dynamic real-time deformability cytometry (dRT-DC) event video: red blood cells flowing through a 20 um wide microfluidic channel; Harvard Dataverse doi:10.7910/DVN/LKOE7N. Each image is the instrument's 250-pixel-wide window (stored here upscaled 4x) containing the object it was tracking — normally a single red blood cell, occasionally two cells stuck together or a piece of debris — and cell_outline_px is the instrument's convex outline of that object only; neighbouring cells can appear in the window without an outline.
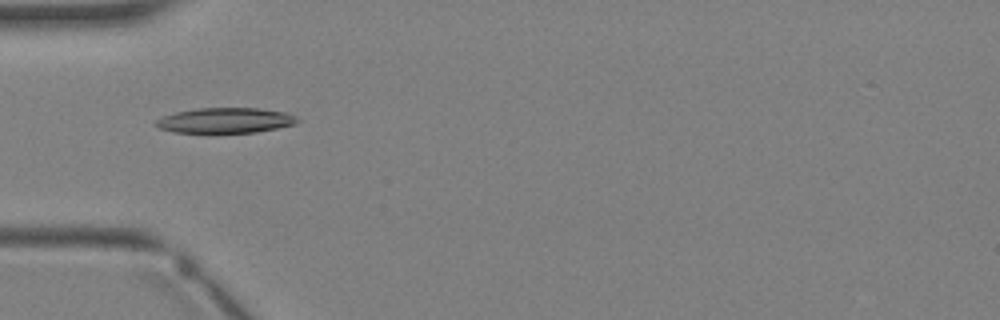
{"species": "Egyptian fruit bat (a non-hibernating species)", "species_latin": "Rousettus aegyptiacus", "temperature_condition": "warm", "stored_images_in_passage": 3, "camera_frame_rate_fps": 3000, "um_per_image_px": 0.085, "animal": {"sex": "female"}, "frame": {"image": 1, "passage_image": 3, "time_ms": 3.333, "image_size_px": [1000, 320], "cell_outline_px": [[300, 120], [296, 124], [256, 132], [172, 132], [160, 128], [152, 124], [160, 116], [176, 112], [196, 108], [260, 108], [284, 112], [296, 116]], "centroid_in_image_um": [19.13, 10.22], "position_along_channel_um": 65.9, "area_um2": 20.87}}